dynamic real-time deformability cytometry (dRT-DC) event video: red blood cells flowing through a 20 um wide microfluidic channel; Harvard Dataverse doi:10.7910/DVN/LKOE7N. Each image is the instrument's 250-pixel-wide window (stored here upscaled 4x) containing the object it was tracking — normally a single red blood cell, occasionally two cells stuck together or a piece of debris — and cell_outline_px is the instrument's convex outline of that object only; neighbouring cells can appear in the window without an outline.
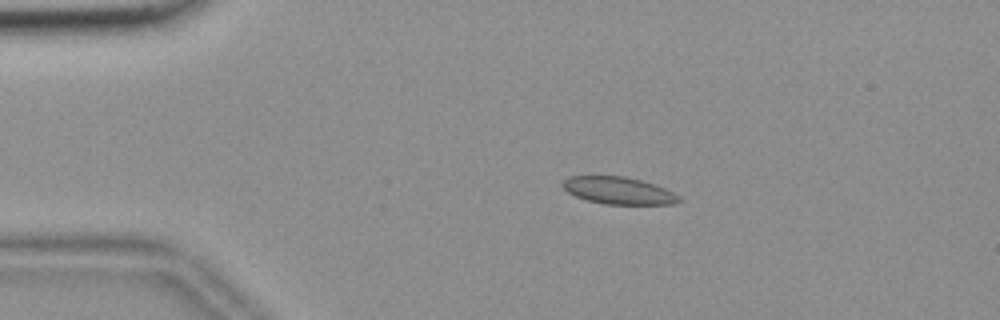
{"species": "common noctule bat (a hibernating species)", "species_latin": "Nyctalus noctula", "temperature_condition": "room temperature", "stored_images_in_passage": 55, "camera_frame_rate_fps": 3000, "um_per_image_px": 0.085, "animal": {"sex": "female", "body_mass_g": 18.4}, "frame": {"image": 1, "passage_image": 11, "time_ms": 3.333, "image_size_px": [1000, 320], "cell_outline_px": [[684, 200], [676, 204], [604, 204], [588, 200], [576, 196], [568, 192], [560, 184], [568, 176], [624, 176], [640, 180], [664, 188], [680, 196]], "centroid_in_image_um": [52.59, 16.2], "position_along_channel_um": 32.4, "area_um2": 18.38}}
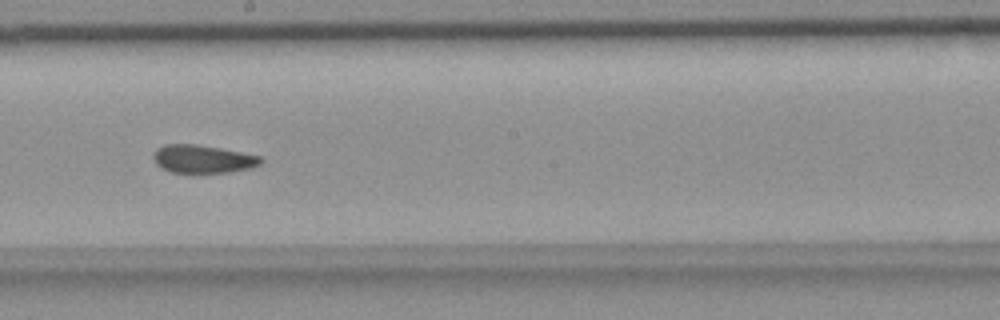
{"frame": {"image": 2, "passage_image": 31, "time_ms": 10.0, "image_size_px": [1000, 320], "cell_outline_px": [[264, 160], [260, 164], [252, 168], [228, 172], [172, 172], [160, 168], [156, 164], [152, 156], [156, 148], [164, 144], [196, 144], [220, 148], [260, 156]], "centroid_in_image_um": [17.21, 13.51], "position_along_channel_um": 231.0, "area_um2": 17.57}}
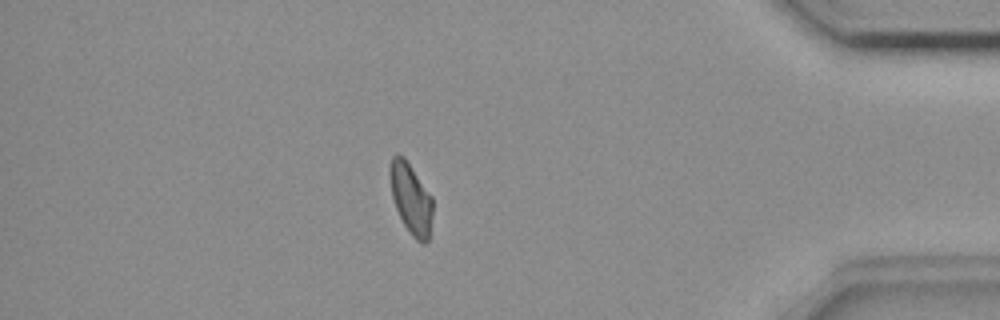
{"frame": {"image": 3, "passage_image": 48, "time_ms": 15.667, "image_size_px": [1000, 320], "cell_outline_px": [[432, 216], [428, 240], [424, 244], [420, 244], [412, 236], [404, 224], [396, 208], [392, 196], [388, 172], [388, 168], [392, 156], [396, 152], [404, 156], [432, 196]], "centroid_in_image_um": [34.91, 16.84], "position_along_channel_um": 400.3, "area_um2": 17.8}, "authors_computed_cell_mechanics": {"area_um2": 18.2648, "velocity_mm_per_s": 3.667, "shape_relaxation_time_tau1_ms": null, "shape_relaxation_time_tau2_ms": 2.325, "deformation_change_tau1": null, "deformation_change_tau2": 0.0679}}